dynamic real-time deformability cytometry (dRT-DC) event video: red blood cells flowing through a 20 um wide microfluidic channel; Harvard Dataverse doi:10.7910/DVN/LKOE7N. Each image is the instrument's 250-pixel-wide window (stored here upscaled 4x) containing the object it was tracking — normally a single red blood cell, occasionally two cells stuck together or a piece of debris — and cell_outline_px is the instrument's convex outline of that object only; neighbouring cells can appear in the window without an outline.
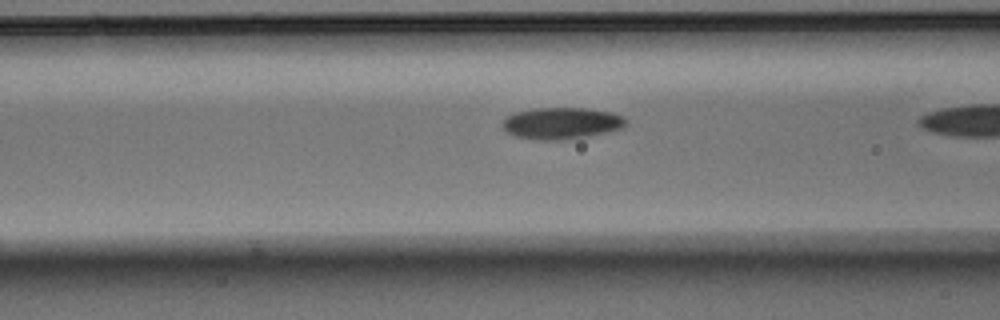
{"species": "Egyptian fruit bat (a non-hibernating species)", "species_latin": "Rousettus aegyptiacus", "temperature_condition": "warm", "stored_images_in_passage": 20, "camera_frame_rate_fps": 3000, "um_per_image_px": 0.085, "animal": {"sex": "male"}, "frame": {"image": 1, "passage_image": 18, "time_ms": 5.667, "image_size_px": [1000, 320], "cell_outline_px": [[628, 120], [624, 128], [588, 136], [564, 140], [536, 140], [516, 136], [508, 132], [504, 128], [504, 116], [516, 112], [536, 108], [584, 108], [612, 112], [624, 116]], "centroid_in_image_um": [47.77, 10.47], "position_along_channel_um": 118.8, "area_um2": 22.83}}